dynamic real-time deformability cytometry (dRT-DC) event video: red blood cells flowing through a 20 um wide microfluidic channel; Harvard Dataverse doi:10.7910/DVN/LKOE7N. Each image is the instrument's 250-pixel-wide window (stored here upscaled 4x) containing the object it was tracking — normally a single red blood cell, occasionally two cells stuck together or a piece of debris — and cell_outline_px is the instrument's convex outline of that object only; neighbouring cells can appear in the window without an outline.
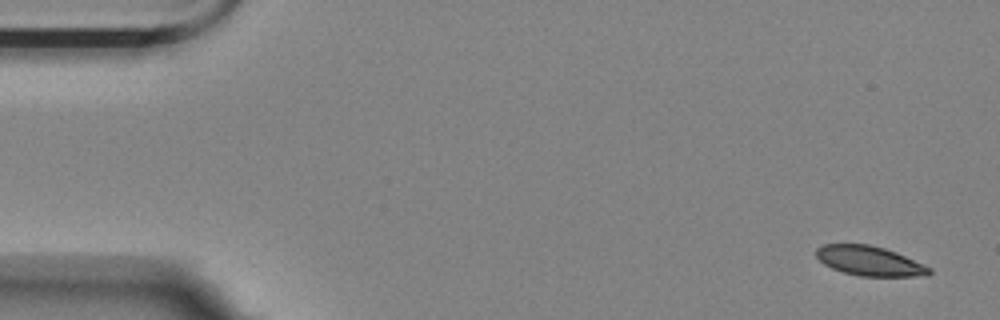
{"species": "Egyptian fruit bat (a non-hibernating species)", "species_latin": "Rousettus aegyptiacus", "temperature_condition": "room temperature", "stored_images_in_passage": 5, "camera_frame_rate_fps": 3000, "um_per_image_px": 0.085, "animal": {"sex": "female"}, "frame": {"image": 1, "passage_image": 1, "time_ms": 0.0, "image_size_px": [1000, 320], "cell_outline_px": [[932, 272], [928, 276], [860, 276], [844, 272], [832, 268], [824, 264], [816, 256], [816, 248], [824, 244], [868, 244], [884, 248], [896, 252], [932, 268]], "centroid_in_image_um": [73.92, 22.18], "position_along_channel_um": 11.1, "area_um2": 19.48}}